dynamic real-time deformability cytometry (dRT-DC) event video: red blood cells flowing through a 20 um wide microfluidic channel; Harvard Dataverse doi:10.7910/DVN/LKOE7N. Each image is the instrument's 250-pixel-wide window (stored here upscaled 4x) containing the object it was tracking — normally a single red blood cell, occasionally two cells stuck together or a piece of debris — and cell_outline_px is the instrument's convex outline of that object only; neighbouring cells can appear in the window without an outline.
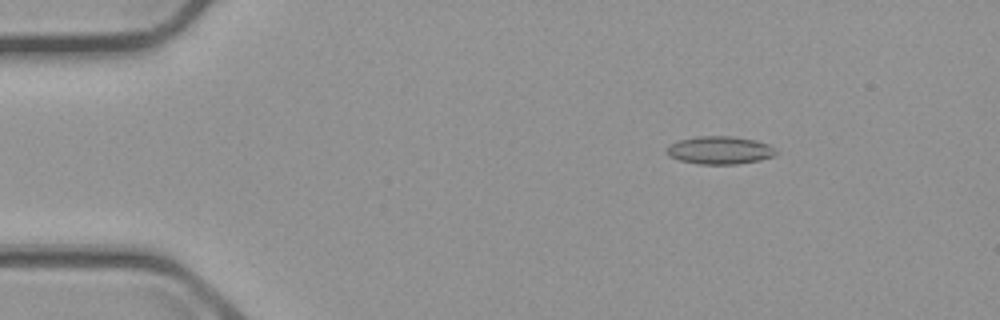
{"species": "common noctule bat (a hibernating species)", "species_latin": "Nyctalus noctula", "temperature_condition": "cold", "stored_images_in_passage": 6, "camera_frame_rate_fps": 3000, "um_per_image_px": 0.085, "animal": {"sex": "male", "body_mass_g": 23.1, "forearm_length_mm": 52.7}, "frame": {"image": 1, "passage_image": 3, "time_ms": 2.667, "image_size_px": [1000, 320], "cell_outline_px": [[776, 152], [772, 156], [760, 160], [736, 164], [700, 164], [680, 160], [668, 156], [668, 144], [680, 140], [700, 136], [732, 136], [756, 140], [768, 144]], "centroid_in_image_um": [61.16, 12.76], "position_along_channel_um": 23.8, "area_um2": 17.51}}
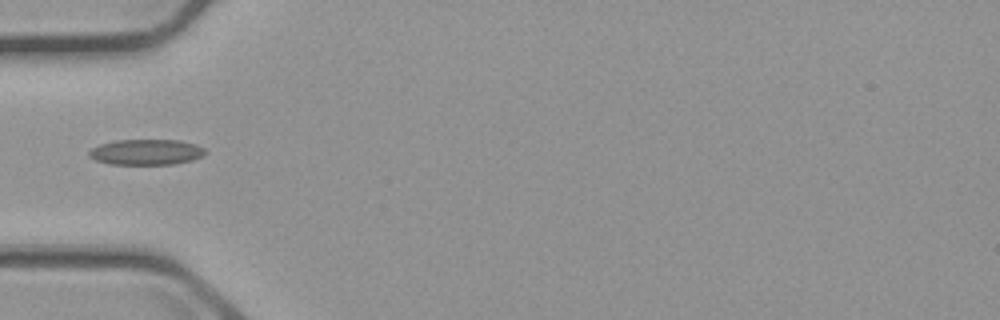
{"frame": {"image": 2, "passage_image": 6, "time_ms": 6.0, "image_size_px": [1000, 320], "cell_outline_px": [[208, 152], [204, 156], [192, 160], [172, 164], [108, 164], [96, 160], [88, 156], [88, 152], [92, 148], [100, 144], [116, 140], [180, 140], [196, 144], [204, 148]], "centroid_in_image_um": [12.45, 12.92], "position_along_channel_um": 72.5, "area_um2": 17.46}}